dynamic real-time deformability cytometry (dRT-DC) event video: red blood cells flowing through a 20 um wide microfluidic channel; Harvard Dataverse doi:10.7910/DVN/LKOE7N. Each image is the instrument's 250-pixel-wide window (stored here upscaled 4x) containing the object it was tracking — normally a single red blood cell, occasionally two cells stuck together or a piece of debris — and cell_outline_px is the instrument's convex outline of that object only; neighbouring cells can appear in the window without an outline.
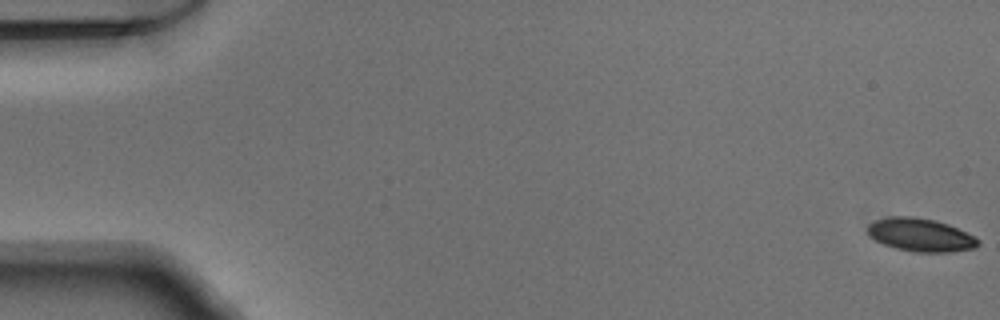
{"species": "Egyptian fruit bat (a non-hibernating species)", "species_latin": "Rousettus aegyptiacus", "temperature_condition": "warm", "stored_images_in_passage": 52, "camera_frame_rate_fps": 3000, "um_per_image_px": 0.085, "animal": {"sex": "male"}, "frame": {"image": 1, "passage_image": 1, "time_ms": 0.0, "image_size_px": [1000, 320], "cell_outline_px": [[980, 244], [976, 248], [948, 252], [916, 252], [896, 248], [884, 244], [876, 240], [868, 232], [868, 224], [872, 220], [888, 216], [912, 216], [936, 220], [948, 224], [976, 236], [980, 240]], "centroid_in_image_um": [78.27, 19.95], "position_along_channel_um": 6.7, "area_um2": 21.5}}
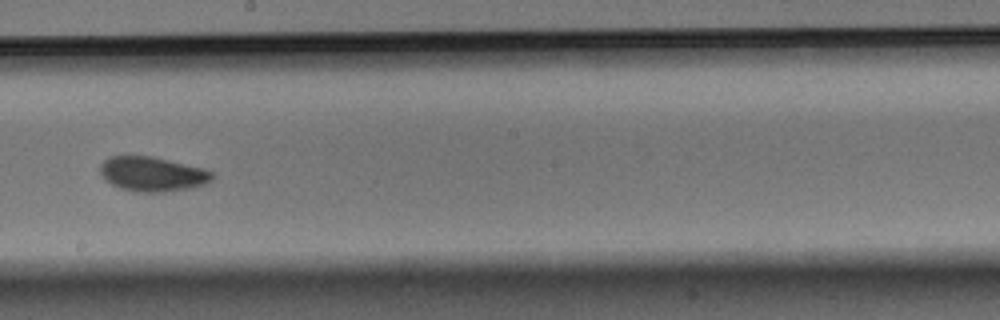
{"frame": {"image": 2, "passage_image": 30, "time_ms": 9.667, "image_size_px": [1000, 320], "cell_outline_px": [[216, 176], [212, 180], [204, 184], [192, 188], [164, 192], [132, 192], [120, 188], [104, 180], [100, 172], [100, 164], [108, 156], [152, 156], [204, 168], [212, 172]], "centroid_in_image_um": [12.95, 14.8], "position_along_channel_um": 235.2, "area_um2": 22.89}}
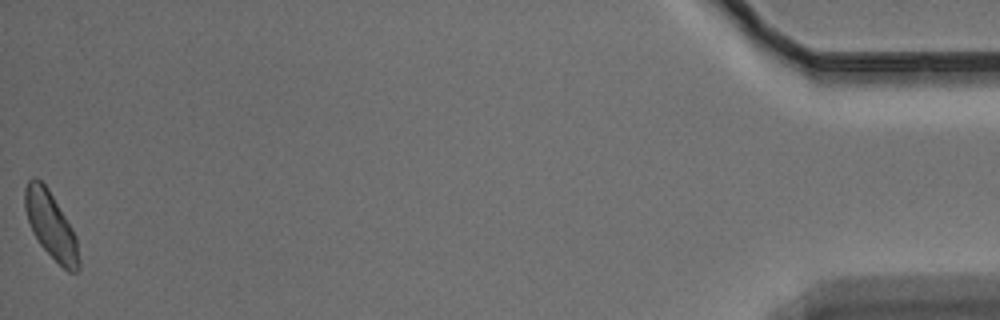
{"frame": {"image": 3, "passage_image": 52, "time_ms": 17.0, "image_size_px": [1000, 320], "cell_outline_px": [[80, 268], [76, 272], [68, 272], [40, 244], [32, 232], [24, 208], [24, 188], [28, 180], [32, 176], [36, 176], [48, 188], [72, 228], [76, 236], [80, 260]], "centroid_in_image_um": [4.32, 19.12], "position_along_channel_um": 430.9, "area_um2": 20.92}}